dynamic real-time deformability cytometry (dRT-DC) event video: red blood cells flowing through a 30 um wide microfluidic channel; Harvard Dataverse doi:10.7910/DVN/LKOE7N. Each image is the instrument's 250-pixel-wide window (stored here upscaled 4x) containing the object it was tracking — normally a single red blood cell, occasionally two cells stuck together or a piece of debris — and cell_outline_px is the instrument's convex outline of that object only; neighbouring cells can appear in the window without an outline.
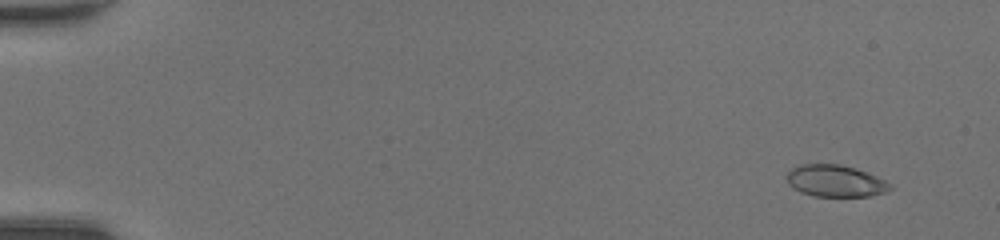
{"species": "common noctule bat (a hibernating species)", "species_latin": "Nyctalus noctula", "temperature_condition": "room temperature", "stored_images_in_passage": 49, "camera_frame_rate_fps": 3000, "um_per_image_px": 0.085, "animal": {"sex": "female", "body_mass_g": 20.0, "forearm_length_mm": 54.0}, "frame": {"image": 1, "passage_image": 4, "time_ms": 1.0, "image_size_px": [1000, 240], "cell_outline_px": [[892, 188], [888, 192], [872, 196], [816, 196], [800, 192], [792, 188], [788, 184], [784, 176], [792, 168], [800, 164], [840, 164], [876, 176], [892, 184]], "centroid_in_image_um": [70.98, 15.39], "position_along_channel_um": 14.0, "area_um2": 19.25}}
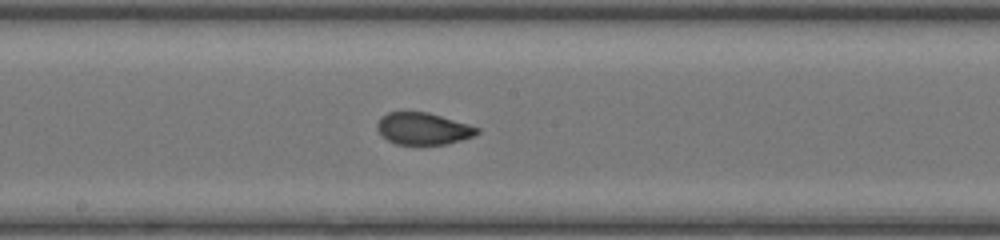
{"frame": {"image": 2, "passage_image": 28, "time_ms": 9.0, "image_size_px": [1000, 240], "cell_outline_px": [[480, 132], [476, 136], [448, 144], [396, 144], [388, 140], [376, 128], [376, 124], [380, 116], [388, 112], [428, 112], [468, 124], [480, 128]], "centroid_in_image_um": [35.99, 10.93], "position_along_channel_um": 212.2, "area_um2": 18.67}}
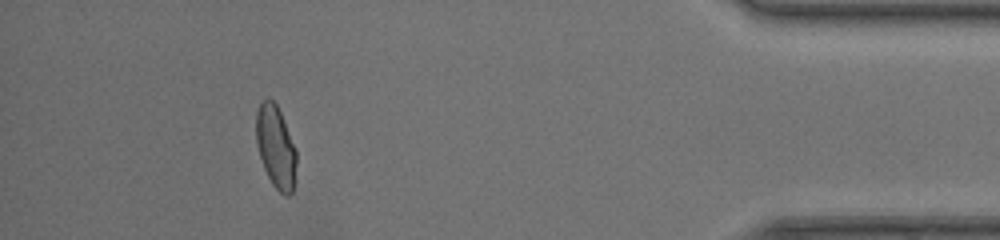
{"frame": {"image": 3, "passage_image": 45, "time_ms": 14.667, "image_size_px": [1000, 240], "cell_outline_px": [[296, 164], [292, 192], [288, 196], [284, 196], [272, 184], [264, 168], [256, 144], [256, 112], [260, 104], [268, 96], [276, 104], [280, 112], [296, 148]], "centroid_in_image_um": [23.43, 12.48], "position_along_channel_um": 411.8, "area_um2": 19.25}, "authors_computed_cell_mechanics": {"area_um2": 19.2474, "velocity_mm_per_s": 4.3951, "shape_relaxation_time_tau1_ms": 8.2882, "shape_relaxation_time_tau2_ms": null, "deformation_change_tau1": 0.2395, "deformation_change_tau2": null}}